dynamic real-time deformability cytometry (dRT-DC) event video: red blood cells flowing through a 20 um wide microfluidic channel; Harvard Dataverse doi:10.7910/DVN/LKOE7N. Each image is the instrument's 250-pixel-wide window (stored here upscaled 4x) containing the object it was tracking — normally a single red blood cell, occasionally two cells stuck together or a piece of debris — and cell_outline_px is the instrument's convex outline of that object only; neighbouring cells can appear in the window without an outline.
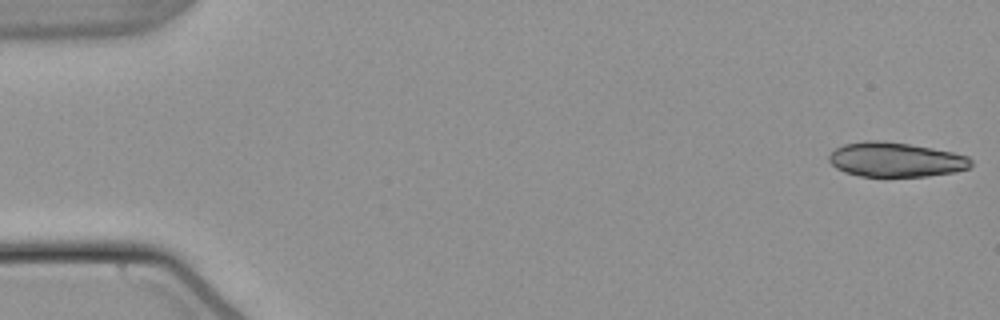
{"species": "common noctule bat (a hibernating species)", "species_latin": "Nyctalus noctula", "temperature_condition": "warm", "stored_images_in_passage": 17, "camera_frame_rate_fps": 3000, "um_per_image_px": 0.085, "animal": {"sex": "male", "body_mass_g": 21.5, "forearm_length_mm": 52.0}, "frame": {"image": 1, "passage_image": 1, "time_ms": 0.0, "image_size_px": [1000, 320], "cell_outline_px": [[972, 164], [968, 168], [956, 172], [928, 176], [860, 176], [844, 172], [836, 168], [828, 160], [828, 156], [836, 148], [844, 144], [864, 140], [884, 140], [932, 148], [952, 152], [968, 156], [972, 160]], "centroid_in_image_um": [76.12, 13.56], "position_along_channel_um": 8.9, "area_um2": 28.67}}